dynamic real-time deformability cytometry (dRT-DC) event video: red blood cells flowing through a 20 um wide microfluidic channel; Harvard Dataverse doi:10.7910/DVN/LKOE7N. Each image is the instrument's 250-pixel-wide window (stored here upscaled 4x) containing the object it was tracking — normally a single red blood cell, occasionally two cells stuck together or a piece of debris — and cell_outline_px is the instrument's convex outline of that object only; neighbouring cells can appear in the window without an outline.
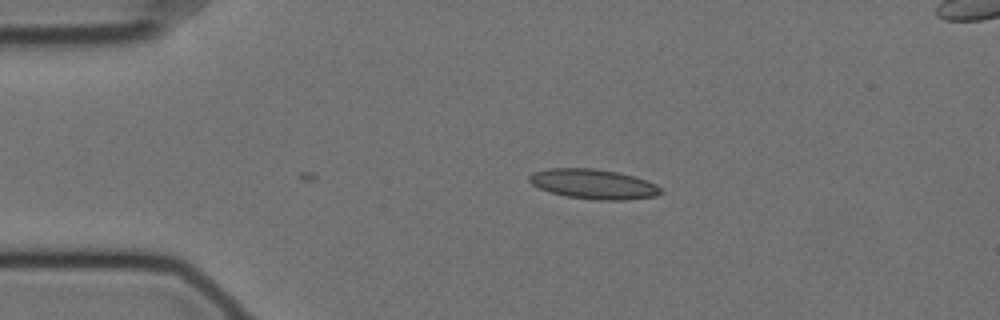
{"species": "Egyptian fruit bat (a non-hibernating species)", "species_latin": "Rousettus aegyptiacus", "temperature_condition": "cold", "stored_images_in_passage": 3, "camera_frame_rate_fps": 3000, "um_per_image_px": 0.085, "animal": {"sex": "female"}, "frame": {"image": 1, "passage_image": 3, "time_ms": 0.667, "image_size_px": [1000, 320], "cell_outline_px": [[664, 192], [656, 196], [628, 200], [596, 200], [568, 196], [552, 192], [540, 188], [532, 184], [528, 180], [528, 176], [532, 172], [548, 168], [592, 168], [616, 172], [632, 176], [656, 184]], "centroid_in_image_um": [50.44, 15.64], "position_along_channel_um": 34.6, "area_um2": 22.72}}